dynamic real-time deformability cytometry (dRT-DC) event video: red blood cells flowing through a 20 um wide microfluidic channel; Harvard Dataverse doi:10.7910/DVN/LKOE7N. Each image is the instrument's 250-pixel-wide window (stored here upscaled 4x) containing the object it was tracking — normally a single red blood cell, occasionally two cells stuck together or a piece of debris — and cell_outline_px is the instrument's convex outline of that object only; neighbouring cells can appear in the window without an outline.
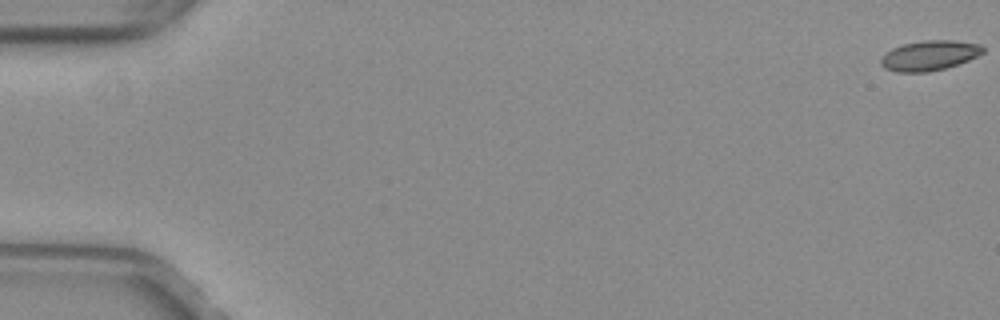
{"species": "common noctule bat (a hibernating species)", "species_latin": "Nyctalus noctula", "temperature_condition": "warm", "stored_images_in_passage": 4, "camera_frame_rate_fps": 3000, "um_per_image_px": 0.085, "animal": {"sex": "female", "body_mass_g": 29.2, "forearm_length_mm": 56.3}, "frame": {"image": 1, "passage_image": 1, "time_ms": 0.0, "image_size_px": [1000, 320], "cell_outline_px": [[984, 52], [968, 60], [944, 68], [928, 72], [896, 72], [884, 68], [880, 64], [880, 56], [884, 52], [892, 48], [904, 44], [924, 40], [956, 40], [980, 44], [984, 48]], "centroid_in_image_um": [78.95, 4.71], "position_along_channel_um": 6.0, "area_um2": 17.92}}